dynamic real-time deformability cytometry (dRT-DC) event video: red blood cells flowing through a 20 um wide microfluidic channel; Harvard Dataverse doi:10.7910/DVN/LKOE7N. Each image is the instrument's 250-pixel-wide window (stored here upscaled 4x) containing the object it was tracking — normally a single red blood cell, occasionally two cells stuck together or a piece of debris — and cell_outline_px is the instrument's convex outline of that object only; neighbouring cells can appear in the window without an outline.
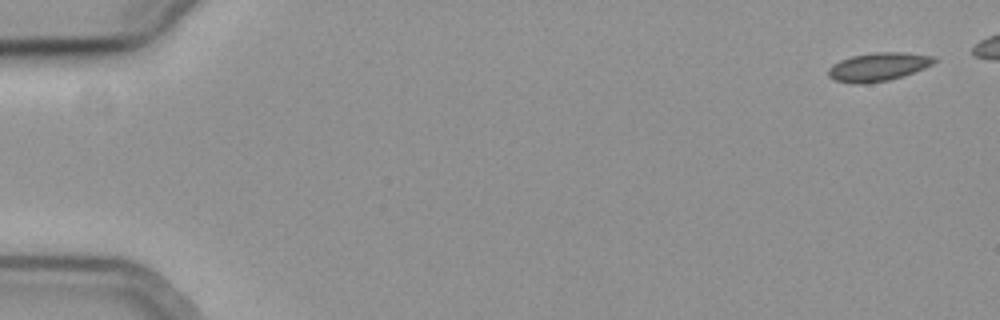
{"species": "common noctule bat (a hibernating species)", "species_latin": "Nyctalus noctula", "temperature_condition": "cold", "stored_images_in_passage": 49, "camera_frame_rate_fps": 3000, "um_per_image_px": 0.085, "animal": {"sex": "female", "body_mass_g": 19.3, "forearm_length_mm": 54.1}, "frame": {"image": 1, "passage_image": 1, "time_ms": 0.0, "image_size_px": [1000, 320], "cell_outline_px": [[936, 60], [932, 64], [924, 68], [904, 76], [888, 80], [864, 84], [852, 84], [836, 80], [828, 76], [828, 68], [832, 64], [840, 60], [852, 56], [876, 52], [904, 52], [936, 56]], "centroid_in_image_um": [74.65, 5.68], "position_along_channel_um": 10.4, "area_um2": 17.63}}
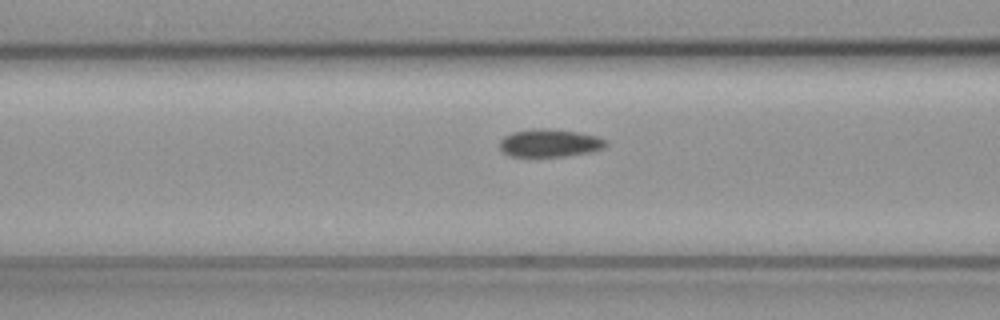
{"frame": {"image": 2, "passage_image": 22, "time_ms": 7.0, "image_size_px": [1000, 320], "cell_outline_px": [[608, 144], [604, 148], [592, 152], [564, 156], [512, 156], [504, 152], [500, 148], [500, 140], [504, 136], [512, 132], [536, 128], [544, 128], [576, 132], [596, 136], [608, 140]], "centroid_in_image_um": [46.75, 12.15], "position_along_channel_um": 119.8, "area_um2": 17.17}}
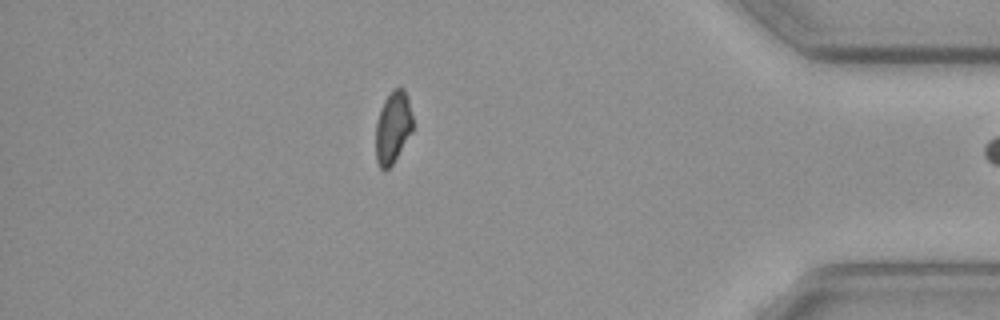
{"frame": {"image": 3, "passage_image": 48, "time_ms": 15.667, "image_size_px": [1000, 320], "cell_outline_px": [[412, 132], [392, 164], [384, 172], [380, 168], [376, 160], [376, 124], [380, 108], [384, 100], [392, 88], [400, 84], [404, 88], [408, 96], [412, 116]], "centroid_in_image_um": [33.39, 10.76], "position_along_channel_um": 401.8, "area_um2": 15.78}}